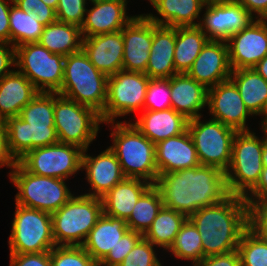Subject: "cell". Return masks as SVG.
<instances>
[{
	"label": "cell",
	"instance_id": "94428289",
	"mask_svg": "<svg viewBox=\"0 0 267 266\" xmlns=\"http://www.w3.org/2000/svg\"><path fill=\"white\" fill-rule=\"evenodd\" d=\"M261 128H262L261 130H262L263 132H265L266 137H267V121L262 125Z\"/></svg>",
	"mask_w": 267,
	"mask_h": 266
},
{
	"label": "cell",
	"instance_id": "277c9868",
	"mask_svg": "<svg viewBox=\"0 0 267 266\" xmlns=\"http://www.w3.org/2000/svg\"><path fill=\"white\" fill-rule=\"evenodd\" d=\"M108 76L100 72L81 49L65 57L64 77L58 94L95 109L104 110Z\"/></svg>",
	"mask_w": 267,
	"mask_h": 266
},
{
	"label": "cell",
	"instance_id": "1f68e13d",
	"mask_svg": "<svg viewBox=\"0 0 267 266\" xmlns=\"http://www.w3.org/2000/svg\"><path fill=\"white\" fill-rule=\"evenodd\" d=\"M81 28L65 22L55 21L45 26L38 43L53 54L66 57L82 49Z\"/></svg>",
	"mask_w": 267,
	"mask_h": 266
},
{
	"label": "cell",
	"instance_id": "603a6c76",
	"mask_svg": "<svg viewBox=\"0 0 267 266\" xmlns=\"http://www.w3.org/2000/svg\"><path fill=\"white\" fill-rule=\"evenodd\" d=\"M155 155L158 175L201 165L188 130L157 143Z\"/></svg>",
	"mask_w": 267,
	"mask_h": 266
},
{
	"label": "cell",
	"instance_id": "4fadbf2b",
	"mask_svg": "<svg viewBox=\"0 0 267 266\" xmlns=\"http://www.w3.org/2000/svg\"><path fill=\"white\" fill-rule=\"evenodd\" d=\"M83 149L73 144L56 143L28 151L17 162L28 172L67 180L82 170Z\"/></svg>",
	"mask_w": 267,
	"mask_h": 266
},
{
	"label": "cell",
	"instance_id": "4316f807",
	"mask_svg": "<svg viewBox=\"0 0 267 266\" xmlns=\"http://www.w3.org/2000/svg\"><path fill=\"white\" fill-rule=\"evenodd\" d=\"M151 186L143 179L125 178L102 196L103 214L126 221L138 199Z\"/></svg>",
	"mask_w": 267,
	"mask_h": 266
},
{
	"label": "cell",
	"instance_id": "b9f144b4",
	"mask_svg": "<svg viewBox=\"0 0 267 266\" xmlns=\"http://www.w3.org/2000/svg\"><path fill=\"white\" fill-rule=\"evenodd\" d=\"M154 245L142 237L118 266H162Z\"/></svg>",
	"mask_w": 267,
	"mask_h": 266
},
{
	"label": "cell",
	"instance_id": "d4e9b609",
	"mask_svg": "<svg viewBox=\"0 0 267 266\" xmlns=\"http://www.w3.org/2000/svg\"><path fill=\"white\" fill-rule=\"evenodd\" d=\"M176 28L153 22V41L145 74L149 78H170L177 74L174 64Z\"/></svg>",
	"mask_w": 267,
	"mask_h": 266
},
{
	"label": "cell",
	"instance_id": "e0dca14e",
	"mask_svg": "<svg viewBox=\"0 0 267 266\" xmlns=\"http://www.w3.org/2000/svg\"><path fill=\"white\" fill-rule=\"evenodd\" d=\"M124 41L122 70L145 73L153 41V22L144 14L121 30Z\"/></svg>",
	"mask_w": 267,
	"mask_h": 266
},
{
	"label": "cell",
	"instance_id": "ab89813d",
	"mask_svg": "<svg viewBox=\"0 0 267 266\" xmlns=\"http://www.w3.org/2000/svg\"><path fill=\"white\" fill-rule=\"evenodd\" d=\"M170 78H150L143 110L161 111L172 108Z\"/></svg>",
	"mask_w": 267,
	"mask_h": 266
},
{
	"label": "cell",
	"instance_id": "6f0895ef",
	"mask_svg": "<svg viewBox=\"0 0 267 266\" xmlns=\"http://www.w3.org/2000/svg\"><path fill=\"white\" fill-rule=\"evenodd\" d=\"M43 1L46 5L50 6L53 9H57L58 6V0H41Z\"/></svg>",
	"mask_w": 267,
	"mask_h": 266
},
{
	"label": "cell",
	"instance_id": "cb8c5ba5",
	"mask_svg": "<svg viewBox=\"0 0 267 266\" xmlns=\"http://www.w3.org/2000/svg\"><path fill=\"white\" fill-rule=\"evenodd\" d=\"M172 109L191 120L202 116L199 111L207 106L208 89L187 73L170 77Z\"/></svg>",
	"mask_w": 267,
	"mask_h": 266
},
{
	"label": "cell",
	"instance_id": "680465c9",
	"mask_svg": "<svg viewBox=\"0 0 267 266\" xmlns=\"http://www.w3.org/2000/svg\"><path fill=\"white\" fill-rule=\"evenodd\" d=\"M261 116H263V117H261V118H263L262 121H261V126H262L267 121V103H266L264 112H263V114Z\"/></svg>",
	"mask_w": 267,
	"mask_h": 266
},
{
	"label": "cell",
	"instance_id": "6da1fadb",
	"mask_svg": "<svg viewBox=\"0 0 267 266\" xmlns=\"http://www.w3.org/2000/svg\"><path fill=\"white\" fill-rule=\"evenodd\" d=\"M154 186L161 194L163 206L187 217L230 195L225 172L204 165L159 174Z\"/></svg>",
	"mask_w": 267,
	"mask_h": 266
},
{
	"label": "cell",
	"instance_id": "bcb514c9",
	"mask_svg": "<svg viewBox=\"0 0 267 266\" xmlns=\"http://www.w3.org/2000/svg\"><path fill=\"white\" fill-rule=\"evenodd\" d=\"M250 227L267 239V199L250 208Z\"/></svg>",
	"mask_w": 267,
	"mask_h": 266
},
{
	"label": "cell",
	"instance_id": "9f6ffc18",
	"mask_svg": "<svg viewBox=\"0 0 267 266\" xmlns=\"http://www.w3.org/2000/svg\"><path fill=\"white\" fill-rule=\"evenodd\" d=\"M262 163H263V167H267V137H266L265 132H264V138H263Z\"/></svg>",
	"mask_w": 267,
	"mask_h": 266
},
{
	"label": "cell",
	"instance_id": "7bdbcfd3",
	"mask_svg": "<svg viewBox=\"0 0 267 266\" xmlns=\"http://www.w3.org/2000/svg\"><path fill=\"white\" fill-rule=\"evenodd\" d=\"M142 237L141 233L128 230L98 266H118Z\"/></svg>",
	"mask_w": 267,
	"mask_h": 266
},
{
	"label": "cell",
	"instance_id": "836d02e7",
	"mask_svg": "<svg viewBox=\"0 0 267 266\" xmlns=\"http://www.w3.org/2000/svg\"><path fill=\"white\" fill-rule=\"evenodd\" d=\"M187 219L185 214L163 206L143 237L155 247L168 250Z\"/></svg>",
	"mask_w": 267,
	"mask_h": 266
},
{
	"label": "cell",
	"instance_id": "7402d4cb",
	"mask_svg": "<svg viewBox=\"0 0 267 266\" xmlns=\"http://www.w3.org/2000/svg\"><path fill=\"white\" fill-rule=\"evenodd\" d=\"M82 49L103 74L111 76L122 70L124 41L121 31L83 38Z\"/></svg>",
	"mask_w": 267,
	"mask_h": 266
},
{
	"label": "cell",
	"instance_id": "c3c4849f",
	"mask_svg": "<svg viewBox=\"0 0 267 266\" xmlns=\"http://www.w3.org/2000/svg\"><path fill=\"white\" fill-rule=\"evenodd\" d=\"M193 266H241L240 256L237 250L226 254L206 256Z\"/></svg>",
	"mask_w": 267,
	"mask_h": 266
},
{
	"label": "cell",
	"instance_id": "ee69618b",
	"mask_svg": "<svg viewBox=\"0 0 267 266\" xmlns=\"http://www.w3.org/2000/svg\"><path fill=\"white\" fill-rule=\"evenodd\" d=\"M87 0H58L57 21L81 27L86 13Z\"/></svg>",
	"mask_w": 267,
	"mask_h": 266
},
{
	"label": "cell",
	"instance_id": "d6986e66",
	"mask_svg": "<svg viewBox=\"0 0 267 266\" xmlns=\"http://www.w3.org/2000/svg\"><path fill=\"white\" fill-rule=\"evenodd\" d=\"M8 149L18 161L28 151L58 143L54 125H31L20 116L5 120Z\"/></svg>",
	"mask_w": 267,
	"mask_h": 266
},
{
	"label": "cell",
	"instance_id": "2e32d148",
	"mask_svg": "<svg viewBox=\"0 0 267 266\" xmlns=\"http://www.w3.org/2000/svg\"><path fill=\"white\" fill-rule=\"evenodd\" d=\"M207 106L214 120L237 132L250 131L246 120L252 116L235 84L229 79L208 89Z\"/></svg>",
	"mask_w": 267,
	"mask_h": 266
},
{
	"label": "cell",
	"instance_id": "e575fe53",
	"mask_svg": "<svg viewBox=\"0 0 267 266\" xmlns=\"http://www.w3.org/2000/svg\"><path fill=\"white\" fill-rule=\"evenodd\" d=\"M37 18L38 15L31 11H23L12 4L9 14L10 44L18 47L25 43L38 42L45 26Z\"/></svg>",
	"mask_w": 267,
	"mask_h": 266
},
{
	"label": "cell",
	"instance_id": "7c38bea8",
	"mask_svg": "<svg viewBox=\"0 0 267 266\" xmlns=\"http://www.w3.org/2000/svg\"><path fill=\"white\" fill-rule=\"evenodd\" d=\"M149 80L145 73L124 70L108 76L107 101L100 113L102 122H115L117 117L143 111Z\"/></svg>",
	"mask_w": 267,
	"mask_h": 266
},
{
	"label": "cell",
	"instance_id": "7dc6e473",
	"mask_svg": "<svg viewBox=\"0 0 267 266\" xmlns=\"http://www.w3.org/2000/svg\"><path fill=\"white\" fill-rule=\"evenodd\" d=\"M10 266H51L50 251L10 254Z\"/></svg>",
	"mask_w": 267,
	"mask_h": 266
},
{
	"label": "cell",
	"instance_id": "11a10c76",
	"mask_svg": "<svg viewBox=\"0 0 267 266\" xmlns=\"http://www.w3.org/2000/svg\"><path fill=\"white\" fill-rule=\"evenodd\" d=\"M254 69L267 81V55L257 63Z\"/></svg>",
	"mask_w": 267,
	"mask_h": 266
},
{
	"label": "cell",
	"instance_id": "9a60e30c",
	"mask_svg": "<svg viewBox=\"0 0 267 266\" xmlns=\"http://www.w3.org/2000/svg\"><path fill=\"white\" fill-rule=\"evenodd\" d=\"M232 70L254 68L267 55V19H256L228 40Z\"/></svg>",
	"mask_w": 267,
	"mask_h": 266
},
{
	"label": "cell",
	"instance_id": "db71d44e",
	"mask_svg": "<svg viewBox=\"0 0 267 266\" xmlns=\"http://www.w3.org/2000/svg\"><path fill=\"white\" fill-rule=\"evenodd\" d=\"M235 1L241 4L255 19H267V0ZM255 13L257 14V16H255Z\"/></svg>",
	"mask_w": 267,
	"mask_h": 266
},
{
	"label": "cell",
	"instance_id": "52a82bcc",
	"mask_svg": "<svg viewBox=\"0 0 267 266\" xmlns=\"http://www.w3.org/2000/svg\"><path fill=\"white\" fill-rule=\"evenodd\" d=\"M255 134L241 131L234 136L231 163L225 172L229 194L245 197L260 180L263 139Z\"/></svg>",
	"mask_w": 267,
	"mask_h": 266
},
{
	"label": "cell",
	"instance_id": "f5cc1de1",
	"mask_svg": "<svg viewBox=\"0 0 267 266\" xmlns=\"http://www.w3.org/2000/svg\"><path fill=\"white\" fill-rule=\"evenodd\" d=\"M11 3L13 0H0V42L10 43L9 14Z\"/></svg>",
	"mask_w": 267,
	"mask_h": 266
},
{
	"label": "cell",
	"instance_id": "8fae6325",
	"mask_svg": "<svg viewBox=\"0 0 267 266\" xmlns=\"http://www.w3.org/2000/svg\"><path fill=\"white\" fill-rule=\"evenodd\" d=\"M204 122L199 116L189 120L187 125L199 162L226 172L231 163L232 143L237 131L214 119Z\"/></svg>",
	"mask_w": 267,
	"mask_h": 266
},
{
	"label": "cell",
	"instance_id": "30bf717a",
	"mask_svg": "<svg viewBox=\"0 0 267 266\" xmlns=\"http://www.w3.org/2000/svg\"><path fill=\"white\" fill-rule=\"evenodd\" d=\"M65 57L38 42L15 47V66L39 92L57 93L63 84Z\"/></svg>",
	"mask_w": 267,
	"mask_h": 266
},
{
	"label": "cell",
	"instance_id": "d6a6232c",
	"mask_svg": "<svg viewBox=\"0 0 267 266\" xmlns=\"http://www.w3.org/2000/svg\"><path fill=\"white\" fill-rule=\"evenodd\" d=\"M210 39L198 26L176 27L174 64L177 73H187Z\"/></svg>",
	"mask_w": 267,
	"mask_h": 266
},
{
	"label": "cell",
	"instance_id": "8d00e7d4",
	"mask_svg": "<svg viewBox=\"0 0 267 266\" xmlns=\"http://www.w3.org/2000/svg\"><path fill=\"white\" fill-rule=\"evenodd\" d=\"M170 250V251H169ZM176 258L192 260V265L203 259V247L200 233L194 224L187 219L181 226L176 238L168 249Z\"/></svg>",
	"mask_w": 267,
	"mask_h": 266
},
{
	"label": "cell",
	"instance_id": "9c48e42d",
	"mask_svg": "<svg viewBox=\"0 0 267 266\" xmlns=\"http://www.w3.org/2000/svg\"><path fill=\"white\" fill-rule=\"evenodd\" d=\"M9 235L10 254L51 251L55 246L50 213L16 204Z\"/></svg>",
	"mask_w": 267,
	"mask_h": 266
},
{
	"label": "cell",
	"instance_id": "681fc988",
	"mask_svg": "<svg viewBox=\"0 0 267 266\" xmlns=\"http://www.w3.org/2000/svg\"><path fill=\"white\" fill-rule=\"evenodd\" d=\"M11 66L15 67V47L10 43L0 42V80L13 71L9 68Z\"/></svg>",
	"mask_w": 267,
	"mask_h": 266
},
{
	"label": "cell",
	"instance_id": "74e56055",
	"mask_svg": "<svg viewBox=\"0 0 267 266\" xmlns=\"http://www.w3.org/2000/svg\"><path fill=\"white\" fill-rule=\"evenodd\" d=\"M237 251L241 266H267V239L250 226L243 232Z\"/></svg>",
	"mask_w": 267,
	"mask_h": 266
},
{
	"label": "cell",
	"instance_id": "816d5d0a",
	"mask_svg": "<svg viewBox=\"0 0 267 266\" xmlns=\"http://www.w3.org/2000/svg\"><path fill=\"white\" fill-rule=\"evenodd\" d=\"M17 161L13 158L8 149V139L5 120L0 119V167L12 168Z\"/></svg>",
	"mask_w": 267,
	"mask_h": 266
},
{
	"label": "cell",
	"instance_id": "8992f818",
	"mask_svg": "<svg viewBox=\"0 0 267 266\" xmlns=\"http://www.w3.org/2000/svg\"><path fill=\"white\" fill-rule=\"evenodd\" d=\"M10 170V180L18 190L15 201L20 206L53 214L74 195L64 179L35 175L18 162Z\"/></svg>",
	"mask_w": 267,
	"mask_h": 266
},
{
	"label": "cell",
	"instance_id": "83f0119b",
	"mask_svg": "<svg viewBox=\"0 0 267 266\" xmlns=\"http://www.w3.org/2000/svg\"><path fill=\"white\" fill-rule=\"evenodd\" d=\"M39 91L22 73L14 70L0 80V119L19 116Z\"/></svg>",
	"mask_w": 267,
	"mask_h": 266
},
{
	"label": "cell",
	"instance_id": "ba28073f",
	"mask_svg": "<svg viewBox=\"0 0 267 266\" xmlns=\"http://www.w3.org/2000/svg\"><path fill=\"white\" fill-rule=\"evenodd\" d=\"M99 123L103 122L95 109L54 92V126L60 143L88 149L100 130Z\"/></svg>",
	"mask_w": 267,
	"mask_h": 266
},
{
	"label": "cell",
	"instance_id": "f1b7e54d",
	"mask_svg": "<svg viewBox=\"0 0 267 266\" xmlns=\"http://www.w3.org/2000/svg\"><path fill=\"white\" fill-rule=\"evenodd\" d=\"M128 230L124 219L102 214L82 247L99 264Z\"/></svg>",
	"mask_w": 267,
	"mask_h": 266
},
{
	"label": "cell",
	"instance_id": "44dd1931",
	"mask_svg": "<svg viewBox=\"0 0 267 266\" xmlns=\"http://www.w3.org/2000/svg\"><path fill=\"white\" fill-rule=\"evenodd\" d=\"M83 150L81 169L86 171V179L93 192L84 195L102 198L117 183L126 177L114 152L108 147L93 157Z\"/></svg>",
	"mask_w": 267,
	"mask_h": 266
},
{
	"label": "cell",
	"instance_id": "60d3db41",
	"mask_svg": "<svg viewBox=\"0 0 267 266\" xmlns=\"http://www.w3.org/2000/svg\"><path fill=\"white\" fill-rule=\"evenodd\" d=\"M50 259L51 266H98L82 246H55Z\"/></svg>",
	"mask_w": 267,
	"mask_h": 266
},
{
	"label": "cell",
	"instance_id": "f546056e",
	"mask_svg": "<svg viewBox=\"0 0 267 266\" xmlns=\"http://www.w3.org/2000/svg\"><path fill=\"white\" fill-rule=\"evenodd\" d=\"M155 8L158 16L144 14L149 20L157 25L168 27L198 26L195 19H200L205 3L202 0H149Z\"/></svg>",
	"mask_w": 267,
	"mask_h": 266
},
{
	"label": "cell",
	"instance_id": "f35d334b",
	"mask_svg": "<svg viewBox=\"0 0 267 266\" xmlns=\"http://www.w3.org/2000/svg\"><path fill=\"white\" fill-rule=\"evenodd\" d=\"M19 116L31 125H54V92H39Z\"/></svg>",
	"mask_w": 267,
	"mask_h": 266
},
{
	"label": "cell",
	"instance_id": "91938a15",
	"mask_svg": "<svg viewBox=\"0 0 267 266\" xmlns=\"http://www.w3.org/2000/svg\"><path fill=\"white\" fill-rule=\"evenodd\" d=\"M205 4L209 3H216V2H221V1H227V0H202Z\"/></svg>",
	"mask_w": 267,
	"mask_h": 266
},
{
	"label": "cell",
	"instance_id": "d590c367",
	"mask_svg": "<svg viewBox=\"0 0 267 266\" xmlns=\"http://www.w3.org/2000/svg\"><path fill=\"white\" fill-rule=\"evenodd\" d=\"M163 207L159 190L152 185L136 202L130 217L126 220L129 230L144 235Z\"/></svg>",
	"mask_w": 267,
	"mask_h": 266
},
{
	"label": "cell",
	"instance_id": "f6af8a7d",
	"mask_svg": "<svg viewBox=\"0 0 267 266\" xmlns=\"http://www.w3.org/2000/svg\"><path fill=\"white\" fill-rule=\"evenodd\" d=\"M13 4L23 11L38 15L36 20L44 26L57 21L56 10L41 0H13Z\"/></svg>",
	"mask_w": 267,
	"mask_h": 266
},
{
	"label": "cell",
	"instance_id": "3957f363",
	"mask_svg": "<svg viewBox=\"0 0 267 266\" xmlns=\"http://www.w3.org/2000/svg\"><path fill=\"white\" fill-rule=\"evenodd\" d=\"M108 124L113 125V145L109 148L118 158L125 177L143 179L154 185L159 176L155 144L144 136L133 122L117 121Z\"/></svg>",
	"mask_w": 267,
	"mask_h": 266
},
{
	"label": "cell",
	"instance_id": "ac0fdd59",
	"mask_svg": "<svg viewBox=\"0 0 267 266\" xmlns=\"http://www.w3.org/2000/svg\"><path fill=\"white\" fill-rule=\"evenodd\" d=\"M231 72L226 41L209 40L187 74L209 89L229 80Z\"/></svg>",
	"mask_w": 267,
	"mask_h": 266
},
{
	"label": "cell",
	"instance_id": "484cf974",
	"mask_svg": "<svg viewBox=\"0 0 267 266\" xmlns=\"http://www.w3.org/2000/svg\"><path fill=\"white\" fill-rule=\"evenodd\" d=\"M141 113L133 124L155 145L187 130L189 120L172 108L161 111L143 110Z\"/></svg>",
	"mask_w": 267,
	"mask_h": 266
},
{
	"label": "cell",
	"instance_id": "5bb4252c",
	"mask_svg": "<svg viewBox=\"0 0 267 266\" xmlns=\"http://www.w3.org/2000/svg\"><path fill=\"white\" fill-rule=\"evenodd\" d=\"M205 7L206 11L200 18L198 27L210 40L226 41L255 19L235 0L209 3Z\"/></svg>",
	"mask_w": 267,
	"mask_h": 266
},
{
	"label": "cell",
	"instance_id": "4dcf8cb0",
	"mask_svg": "<svg viewBox=\"0 0 267 266\" xmlns=\"http://www.w3.org/2000/svg\"><path fill=\"white\" fill-rule=\"evenodd\" d=\"M229 79L250 113L261 116L267 103V81L254 68L232 70Z\"/></svg>",
	"mask_w": 267,
	"mask_h": 266
},
{
	"label": "cell",
	"instance_id": "f907efd6",
	"mask_svg": "<svg viewBox=\"0 0 267 266\" xmlns=\"http://www.w3.org/2000/svg\"><path fill=\"white\" fill-rule=\"evenodd\" d=\"M249 193L250 194H247L244 199L250 208L258 202L267 199V167H263L259 182Z\"/></svg>",
	"mask_w": 267,
	"mask_h": 266
},
{
	"label": "cell",
	"instance_id": "ffe728a7",
	"mask_svg": "<svg viewBox=\"0 0 267 266\" xmlns=\"http://www.w3.org/2000/svg\"><path fill=\"white\" fill-rule=\"evenodd\" d=\"M81 28L83 38L121 31L135 16H127V0H89Z\"/></svg>",
	"mask_w": 267,
	"mask_h": 266
},
{
	"label": "cell",
	"instance_id": "5b68a950",
	"mask_svg": "<svg viewBox=\"0 0 267 266\" xmlns=\"http://www.w3.org/2000/svg\"><path fill=\"white\" fill-rule=\"evenodd\" d=\"M102 214L101 198L73 195L66 204L51 214L56 246H82Z\"/></svg>",
	"mask_w": 267,
	"mask_h": 266
},
{
	"label": "cell",
	"instance_id": "7a4b0ae2",
	"mask_svg": "<svg viewBox=\"0 0 267 266\" xmlns=\"http://www.w3.org/2000/svg\"><path fill=\"white\" fill-rule=\"evenodd\" d=\"M188 219L200 233L203 258L237 250L243 232L250 226V207L244 197L230 194L206 206Z\"/></svg>",
	"mask_w": 267,
	"mask_h": 266
}]
</instances>
